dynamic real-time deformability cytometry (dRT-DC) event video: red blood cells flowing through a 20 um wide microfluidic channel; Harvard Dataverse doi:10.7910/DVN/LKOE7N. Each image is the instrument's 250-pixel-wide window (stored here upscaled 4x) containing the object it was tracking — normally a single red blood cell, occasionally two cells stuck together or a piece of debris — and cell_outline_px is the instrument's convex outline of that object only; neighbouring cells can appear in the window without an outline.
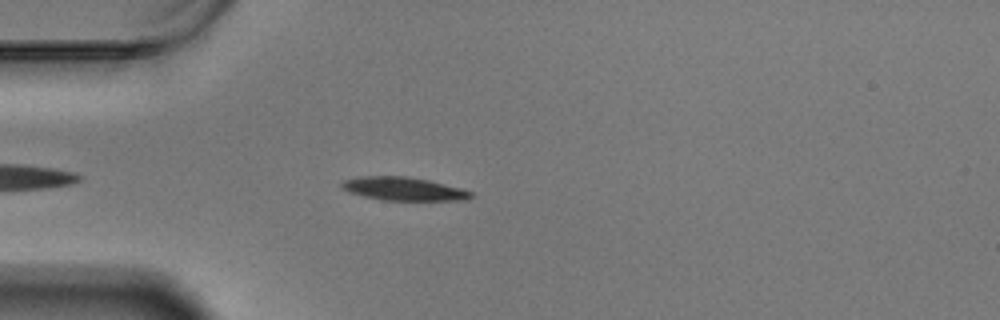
{"species": "Egyptian fruit bat (a non-hibernating species)", "species_latin": "Rousettus aegyptiacus", "temperature_condition": "warm", "stored_images_in_passage": 19, "camera_frame_rate_fps": 3000, "um_per_image_px": 0.085, "animal": {"sex": "male"}, "frame": {"image": 1, "passage_image": 7, "time_ms": 2.0, "image_size_px": [1000, 320], "cell_outline_px": [[476, 196], [468, 200], [380, 200], [348, 192], [340, 188], [340, 184], [344, 180], [360, 176], [404, 176], [428, 180], [460, 188], [472, 192]], "centroid_in_image_um": [34.29, 16.06], "position_along_channel_um": 50.7, "area_um2": 17.63}}
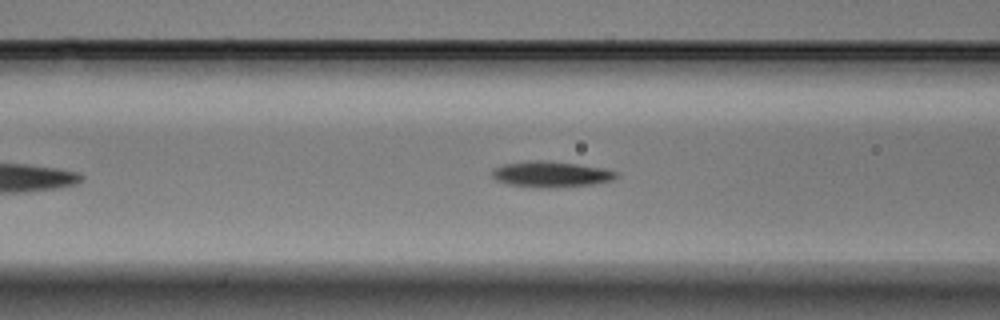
{"frame": {"image": 2, "passage_image": 14, "time_ms": 4.333, "image_size_px": [1000, 320], "cell_outline_px": [[620, 176], [612, 180], [596, 184], [540, 188], [536, 188], [508, 184], [496, 180], [492, 176], [492, 168], [500, 164], [528, 160], [544, 160], [608, 168], [616, 172]], "centroid_in_image_um": [46.82, 14.8], "position_along_channel_um": 119.8, "area_um2": 19.02}}
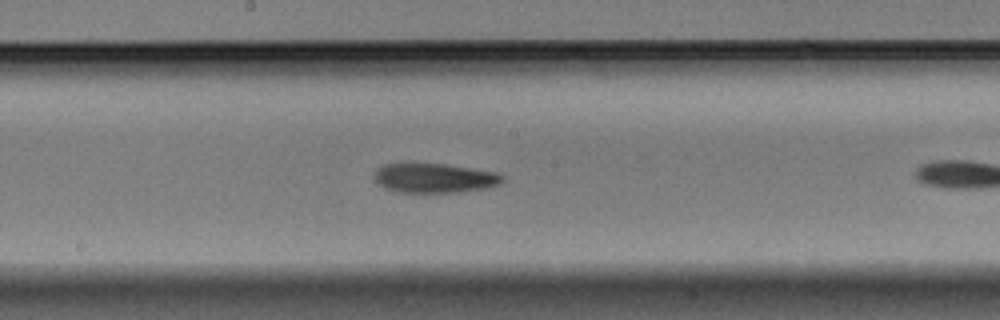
{"frame": {"image": 3, "passage_image": 18, "time_ms": 5.667, "image_size_px": [1000, 320], "cell_outline_px": [[504, 180], [500, 184], [484, 188], [460, 192], [400, 192], [384, 188], [376, 184], [376, 168], [384, 164], [400, 160], [444, 164], [496, 172], [504, 176]], "centroid_in_image_um": [36.85, 15.09], "position_along_channel_um": 211.4, "area_um2": 22.66}}